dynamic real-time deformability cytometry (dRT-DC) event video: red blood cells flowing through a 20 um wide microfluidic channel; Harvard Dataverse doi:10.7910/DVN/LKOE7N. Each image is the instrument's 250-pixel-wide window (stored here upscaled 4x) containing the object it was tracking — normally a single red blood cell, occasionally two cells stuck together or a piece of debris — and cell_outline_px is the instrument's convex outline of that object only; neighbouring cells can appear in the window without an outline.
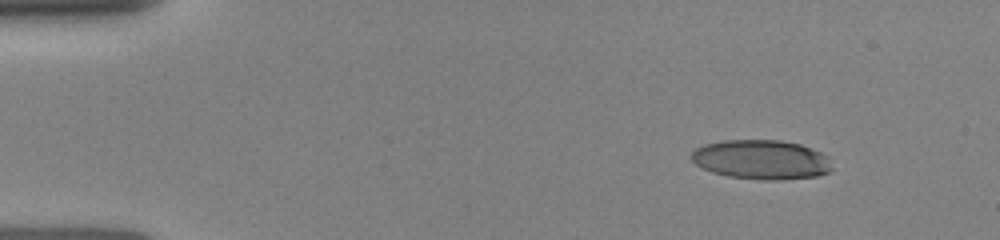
{"species": "human", "species_latin": "Homo sapiens", "temperature_condition": "room temperature", "stored_images_in_passage": 12, "camera_frame_rate_fps": 3000, "um_per_image_px": 0.085, "donor": {"sex": "female"}, "frame": {"image": 1, "passage_image": 1, "time_ms": 0.0, "image_size_px": [1000, 240], "cell_outline_px": [[832, 168], [828, 172], [816, 176], [784, 180], [760, 180], [728, 176], [712, 172], [696, 164], [692, 160], [692, 152], [696, 148], [704, 144], [724, 140], [780, 140], [800, 144], [820, 152], [824, 156]], "centroid_in_image_um": [64.68, 13.57], "position_along_channel_um": 20.3, "area_um2": 32.08}}
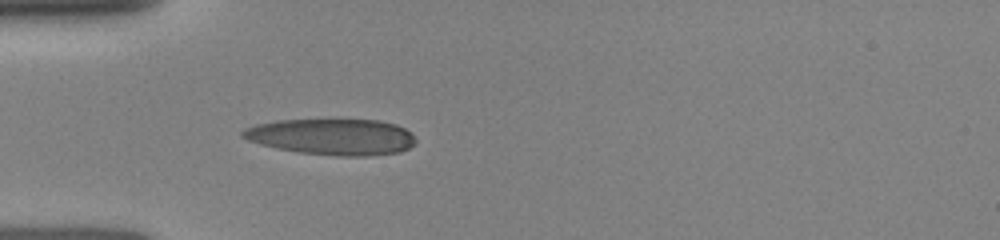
{"frame": {"image": 2, "passage_image": 9, "time_ms": 3.0, "image_size_px": [1000, 240], "cell_outline_px": [[416, 140], [408, 148], [400, 152], [368, 156], [336, 156], [300, 152], [276, 148], [260, 144], [248, 140], [240, 136], [240, 132], [244, 128], [256, 124], [276, 120], [376, 120], [396, 124], [412, 132]], "centroid_in_image_um": [28.21, 11.63], "position_along_channel_um": 56.8, "area_um2": 36.53}}
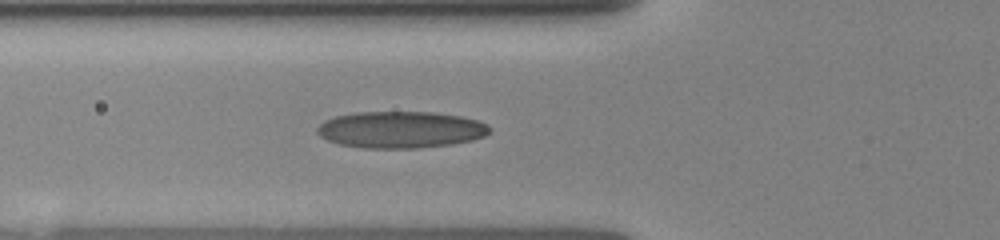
{"frame": {"image": 3, "passage_image": 12, "time_ms": 4.0, "image_size_px": [1000, 240], "cell_outline_px": [[492, 132], [484, 136], [472, 140], [452, 144], [416, 148], [364, 148], [340, 144], [328, 140], [320, 136], [316, 132], [316, 128], [324, 120], [336, 116], [356, 112], [432, 112], [460, 116], [476, 120], [488, 124], [492, 128]], "centroid_in_image_um": [34.07, 11.02], "position_along_channel_um": 91.7, "area_um2": 36.99}}